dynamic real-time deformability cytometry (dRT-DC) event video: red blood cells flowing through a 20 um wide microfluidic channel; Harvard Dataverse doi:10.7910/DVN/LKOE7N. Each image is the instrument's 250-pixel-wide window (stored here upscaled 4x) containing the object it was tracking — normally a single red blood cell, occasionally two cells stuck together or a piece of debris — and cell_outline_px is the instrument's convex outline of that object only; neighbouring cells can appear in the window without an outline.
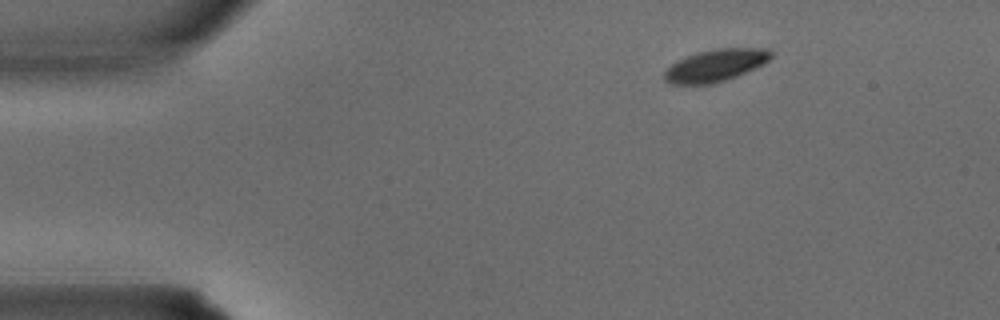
{"species": "common noctule bat (a hibernating species)", "species_latin": "Nyctalus noctula", "temperature_condition": "warm", "stored_images_in_passage": 2, "camera_frame_rate_fps": 3000, "um_per_image_px": 0.085, "animal": {"sex": "male", "body_mass_g": 15.6}, "frame": {"image": 1, "passage_image": 1, "time_ms": 0.0, "image_size_px": [1000, 320], "cell_outline_px": [[772, 56], [764, 64], [736, 76], [712, 84], [672, 84], [664, 80], [664, 72], [676, 60], [696, 52], [716, 48], [768, 48], [772, 52]], "centroid_in_image_um": [60.81, 5.54], "position_along_channel_um": 24.2, "area_um2": 20.0}}